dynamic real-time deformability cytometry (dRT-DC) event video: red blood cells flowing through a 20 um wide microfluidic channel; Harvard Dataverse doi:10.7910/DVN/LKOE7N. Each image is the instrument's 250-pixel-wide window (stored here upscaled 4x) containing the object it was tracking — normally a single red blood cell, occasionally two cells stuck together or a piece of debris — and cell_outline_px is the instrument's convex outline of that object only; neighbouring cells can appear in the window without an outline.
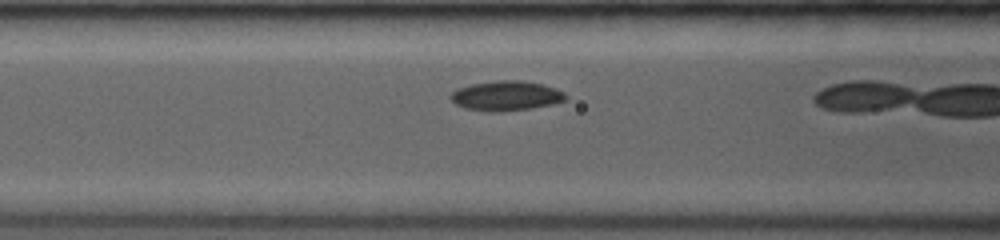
{"species": "common noctule bat (a hibernating species)", "species_latin": "Nyctalus noctula", "temperature_condition": "room temperature", "stored_images_in_passage": 10, "camera_frame_rate_fps": 3500, "um_per_image_px": 0.085, "animal": {"sex": "female", "body_mass_g": 19.0, "forearm_length_mm": 53.3}, "frame": {"image": 1, "passage_image": 6, "time_ms": 2.0, "image_size_px": [1000, 240], "cell_outline_px": [[568, 96], [564, 100], [552, 104], [532, 108], [500, 112], [488, 112], [464, 108], [456, 104], [448, 96], [456, 88], [472, 84], [496, 80], [520, 80], [544, 84], [556, 88], [564, 92]], "centroid_in_image_um": [43.01, 8.14], "position_along_channel_um": 123.6, "area_um2": 20.17}}